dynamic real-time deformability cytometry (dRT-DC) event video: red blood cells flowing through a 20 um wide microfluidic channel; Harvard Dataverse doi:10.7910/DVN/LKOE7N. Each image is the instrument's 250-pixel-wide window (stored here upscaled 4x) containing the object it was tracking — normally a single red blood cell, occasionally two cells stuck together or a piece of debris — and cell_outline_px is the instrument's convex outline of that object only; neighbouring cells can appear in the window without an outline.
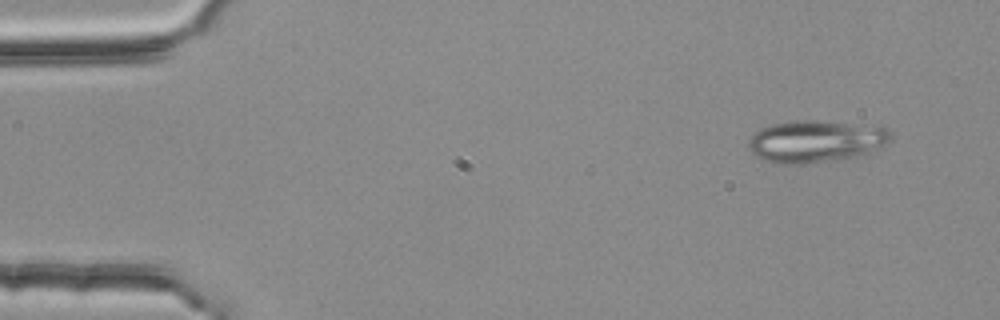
{"species": "common noctule bat (a hibernating species)", "species_latin": "Nyctalus noctula", "temperature_condition": "room temperature", "stored_images_in_passage": 4, "camera_frame_rate_fps": 3000, "um_per_image_px": 0.085, "animal": {"sex": "female", "body_mass_g": 25.1}, "frame": {"image": 1, "passage_image": 1, "time_ms": 0.0, "image_size_px": [1000, 320], "cell_outline_px": [[892, 140], [880, 148], [856, 156], [836, 160], [796, 164], [776, 164], [764, 160], [756, 156], [752, 152], [748, 144], [748, 136], [760, 128], [772, 124], [792, 120], [816, 120], [884, 128], [892, 136]], "centroid_in_image_um": [69.26, 12.02], "position_along_channel_um": 15.7, "area_um2": 34.74}}